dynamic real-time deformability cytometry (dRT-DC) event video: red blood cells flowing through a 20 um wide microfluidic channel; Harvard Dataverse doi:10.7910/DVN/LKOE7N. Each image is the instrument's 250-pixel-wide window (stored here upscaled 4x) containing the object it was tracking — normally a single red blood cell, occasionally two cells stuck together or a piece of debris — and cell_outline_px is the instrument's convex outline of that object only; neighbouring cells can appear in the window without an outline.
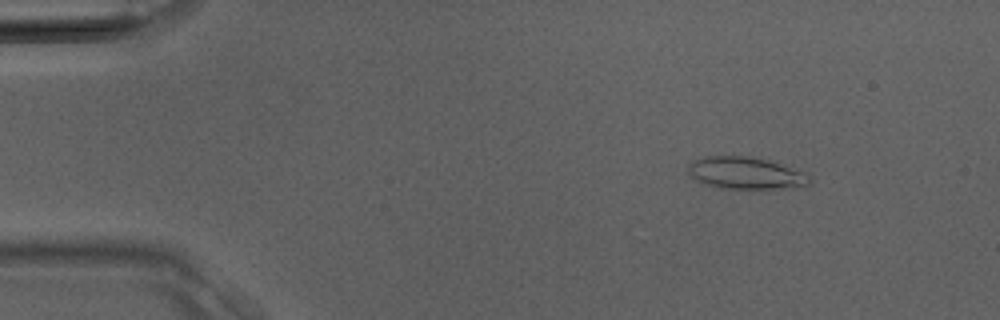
{"species": "Egyptian fruit bat (a non-hibernating species)", "species_latin": "Rousettus aegyptiacus", "temperature_condition": "room temperature", "stored_images_in_passage": 13, "camera_frame_rate_fps": 3000, "um_per_image_px": 0.085, "animal": {"sex": "male"}, "frame": {"image": 1, "passage_image": 4, "time_ms": 1.0, "image_size_px": [1000, 320], "cell_outline_px": [[812, 180], [808, 184], [792, 188], [720, 188], [704, 184], [696, 180], [688, 172], [688, 164], [692, 160], [704, 156], [748, 156], [764, 160], [804, 172]], "centroid_in_image_um": [63.31, 14.71], "position_along_channel_um": 21.7, "area_um2": 22.37}}